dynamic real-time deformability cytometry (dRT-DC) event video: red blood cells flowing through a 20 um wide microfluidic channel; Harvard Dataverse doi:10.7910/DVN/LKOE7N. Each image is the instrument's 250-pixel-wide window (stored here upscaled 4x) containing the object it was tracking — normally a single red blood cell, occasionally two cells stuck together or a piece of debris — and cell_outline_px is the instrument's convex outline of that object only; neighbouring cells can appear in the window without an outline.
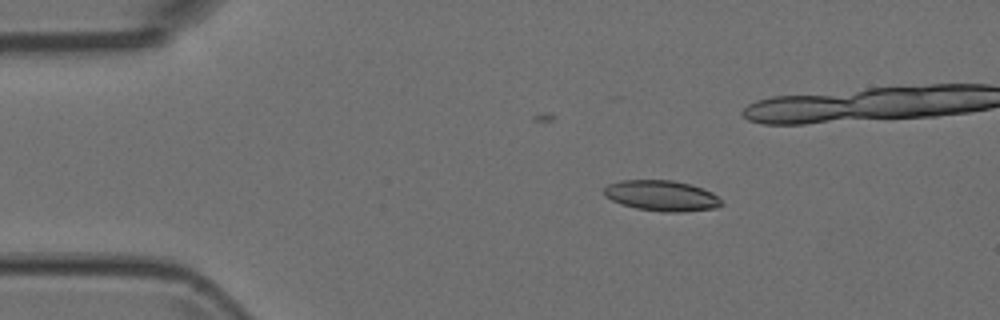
{"species": "Egyptian fruit bat (a non-hibernating species)", "species_latin": "Rousettus aegyptiacus", "temperature_condition": "room temperature", "stored_images_in_passage": 6, "camera_frame_rate_fps": 3000, "um_per_image_px": 0.085, "animal": {"sex": "female"}, "frame": {"image": 1, "passage_image": 1, "time_ms": 0.0, "image_size_px": [1000, 320], "cell_outline_px": [[724, 204], [716, 208], [684, 212], [660, 212], [636, 208], [620, 204], [604, 196], [604, 188], [608, 184], [620, 180], [672, 180], [688, 184], [712, 192]], "centroid_in_image_um": [56.21, 16.64], "position_along_channel_um": 28.8, "area_um2": 20.98}}
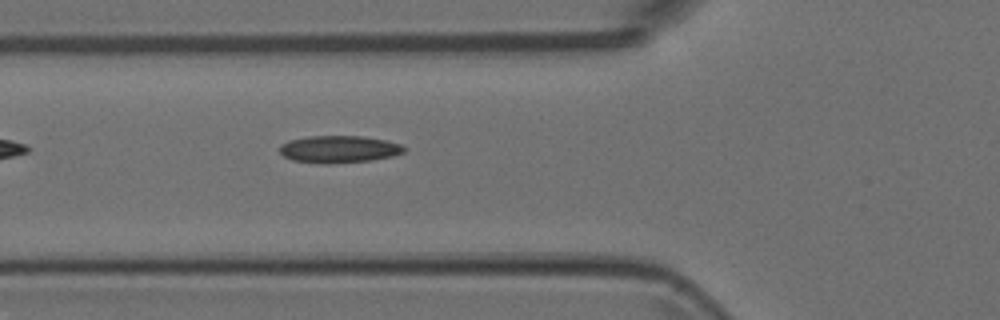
{"frame": {"image": 2, "passage_image": 6, "time_ms": 1.667, "image_size_px": [1000, 320], "cell_outline_px": [[404, 152], [392, 156], [372, 160], [328, 164], [292, 160], [284, 156], [280, 152], [280, 144], [288, 140], [308, 136], [360, 136], [384, 140], [400, 144], [404, 148]], "centroid_in_image_um": [28.77, 12.68], "position_along_channel_um": 97.0, "area_um2": 19.59}}